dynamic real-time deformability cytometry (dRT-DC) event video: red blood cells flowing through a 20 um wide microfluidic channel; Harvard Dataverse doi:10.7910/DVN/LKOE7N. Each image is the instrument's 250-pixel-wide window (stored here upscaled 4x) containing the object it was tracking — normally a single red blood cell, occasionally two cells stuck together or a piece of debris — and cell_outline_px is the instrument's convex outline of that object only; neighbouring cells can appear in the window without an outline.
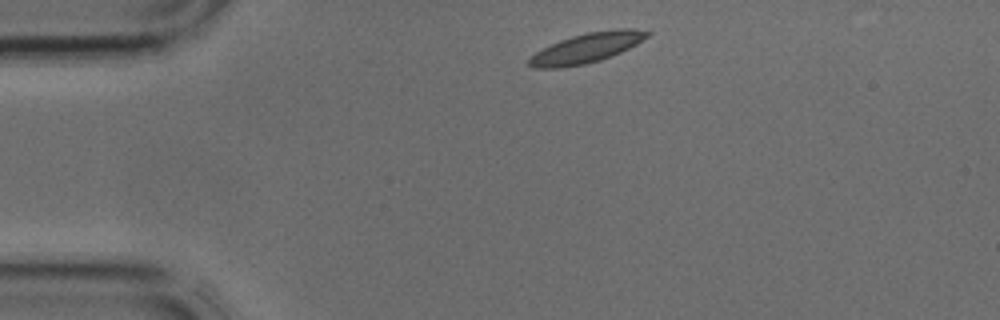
{"species": "common noctule bat (a hibernating species)", "species_latin": "Nyctalus noctula", "temperature_condition": "cold", "stored_images_in_passage": 1, "camera_frame_rate_fps": 3000, "um_per_image_px": 0.085, "animal": {"sex": "male", "body_mass_g": 17.9, "forearm_length_mm": 54.2}, "frame": {"image": 1, "passage_image": 1, "time_ms": 0.0, "image_size_px": [1000, 320], "cell_outline_px": [[652, 32], [648, 36], [636, 44], [620, 52], [600, 60], [584, 64], [560, 68], [532, 68], [528, 64], [528, 60], [536, 52], [560, 40], [572, 36], [588, 32], [616, 28], [632, 28]], "centroid_in_image_um": [49.87, 4.07], "position_along_channel_um": 35.1, "area_um2": 20.29}}